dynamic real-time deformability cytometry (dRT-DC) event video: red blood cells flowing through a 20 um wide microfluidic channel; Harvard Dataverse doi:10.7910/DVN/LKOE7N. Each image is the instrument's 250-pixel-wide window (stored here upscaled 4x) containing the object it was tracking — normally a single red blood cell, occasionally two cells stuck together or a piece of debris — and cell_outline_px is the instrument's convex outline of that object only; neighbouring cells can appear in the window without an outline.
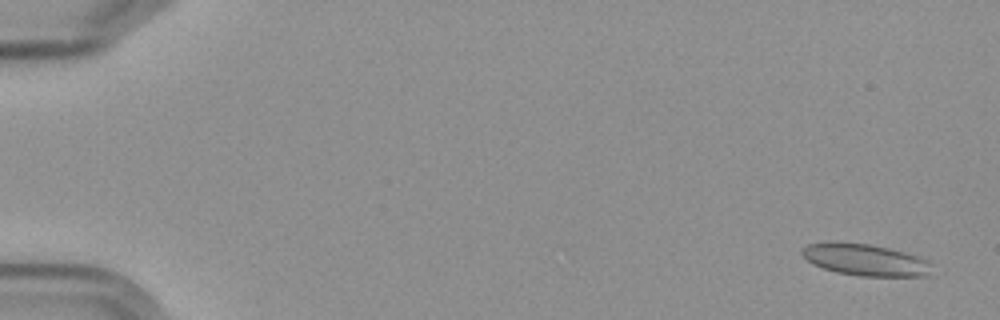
{"species": "Egyptian fruit bat (a non-hibernating species)", "species_latin": "Rousettus aegyptiacus", "temperature_condition": "cold", "stored_images_in_passage": 6, "camera_frame_rate_fps": 3000, "um_per_image_px": 0.085, "frame": {"image": 1, "passage_image": 1, "time_ms": 0.0, "image_size_px": [1000, 320], "cell_outline_px": [[928, 276], [860, 276], [836, 272], [824, 268], [808, 260], [800, 252], [808, 244], [828, 240], [836, 240], [872, 244], [904, 252], [928, 260]], "centroid_in_image_um": [73.48, 22.05], "position_along_channel_um": 11.5, "area_um2": 23.99}}
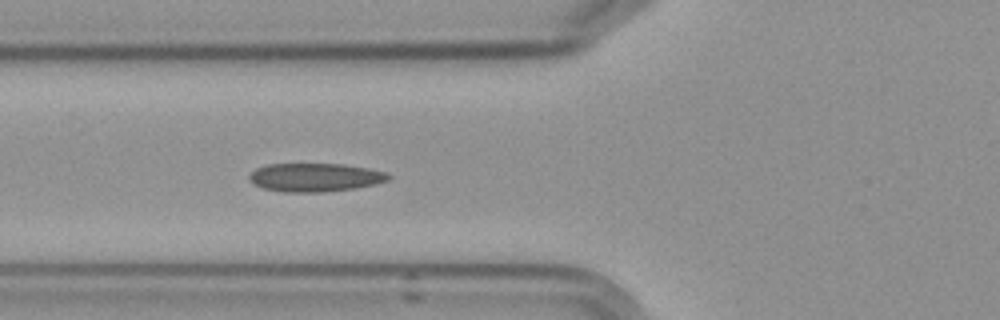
{"frame": {"image": 2, "passage_image": 6, "time_ms": 6.667, "image_size_px": [1000, 320], "cell_outline_px": [[392, 176], [388, 180], [376, 184], [356, 188], [324, 192], [284, 192], [264, 188], [252, 184], [248, 180], [248, 176], [256, 168], [268, 164], [344, 164], [368, 168], [384, 172]], "centroid_in_image_um": [26.77, 15.08], "position_along_channel_um": 99.0, "area_um2": 23.18}}